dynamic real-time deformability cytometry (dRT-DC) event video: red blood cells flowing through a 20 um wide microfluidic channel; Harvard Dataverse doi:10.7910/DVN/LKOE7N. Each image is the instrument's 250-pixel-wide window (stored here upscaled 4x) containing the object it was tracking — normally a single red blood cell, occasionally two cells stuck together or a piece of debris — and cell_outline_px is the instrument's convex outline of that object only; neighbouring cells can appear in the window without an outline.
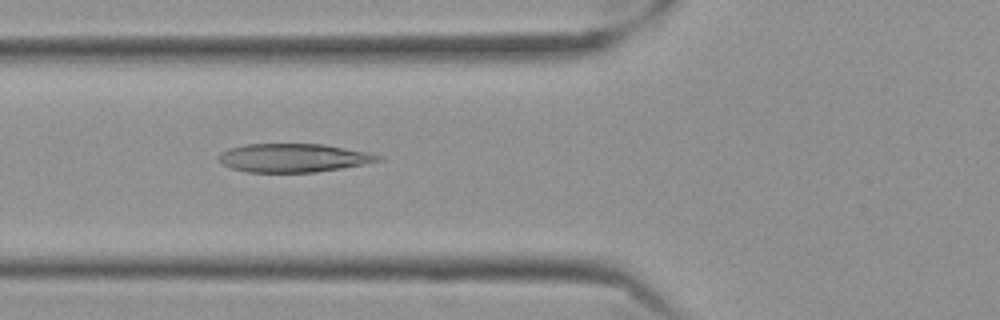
{"species": "Egyptian fruit bat (a non-hibernating species)", "species_latin": "Rousettus aegyptiacus", "temperature_condition": "cold", "stored_images_in_passage": 36, "camera_frame_rate_fps": 3000, "um_per_image_px": 0.085, "frame": {"image": 1, "passage_image": 3, "time_ms": 0.667, "image_size_px": [1000, 320], "cell_outline_px": [[384, 160], [364, 164], [316, 172], [248, 172], [232, 168], [224, 164], [216, 156], [220, 152], [228, 148], [244, 144], [324, 144], [364, 152], [380, 156]], "centroid_in_image_um": [24.89, 13.41], "position_along_channel_um": 100.9, "area_um2": 26.3}}
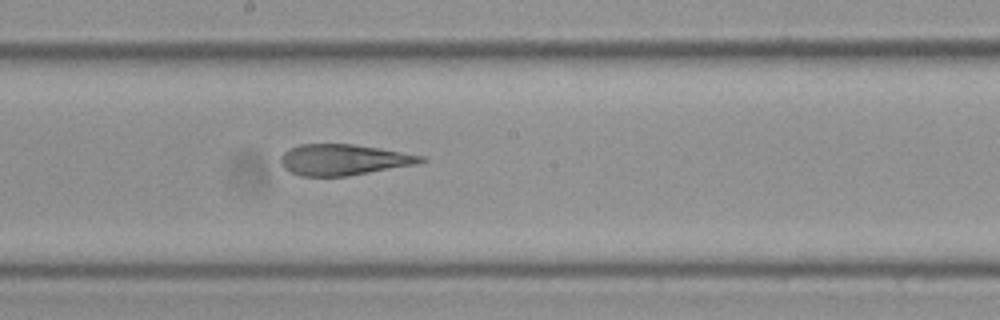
{"frame": {"image": 2, "passage_image": 13, "time_ms": 4.0, "image_size_px": [1000, 320], "cell_outline_px": [[428, 160], [416, 164], [348, 176], [300, 176], [284, 168], [280, 160], [280, 156], [284, 152], [300, 144], [352, 144], [380, 148], [424, 156]], "centroid_in_image_um": [29.21, 13.58], "position_along_channel_um": 219.0, "area_um2": 25.14}}
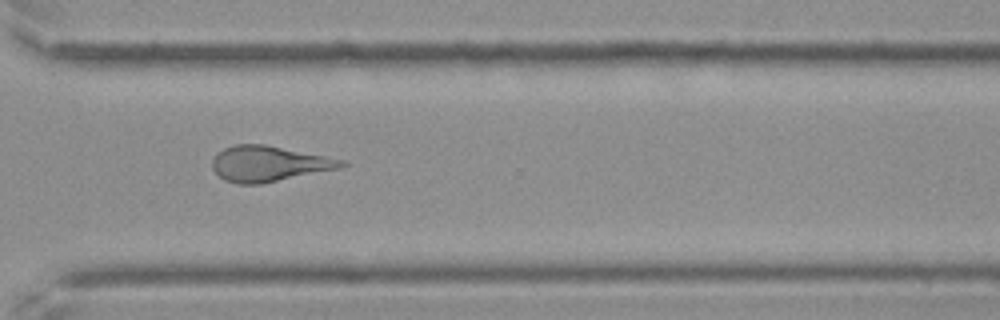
{"frame": {"image": 3, "passage_image": 24, "time_ms": 7.667, "image_size_px": [1000, 320], "cell_outline_px": [[348, 164], [340, 168], [260, 184], [236, 184], [224, 180], [212, 168], [212, 160], [224, 148], [232, 144], [264, 144], [344, 160]], "centroid_in_image_um": [22.83, 13.92], "position_along_channel_um": 347.8, "area_um2": 26.47}}